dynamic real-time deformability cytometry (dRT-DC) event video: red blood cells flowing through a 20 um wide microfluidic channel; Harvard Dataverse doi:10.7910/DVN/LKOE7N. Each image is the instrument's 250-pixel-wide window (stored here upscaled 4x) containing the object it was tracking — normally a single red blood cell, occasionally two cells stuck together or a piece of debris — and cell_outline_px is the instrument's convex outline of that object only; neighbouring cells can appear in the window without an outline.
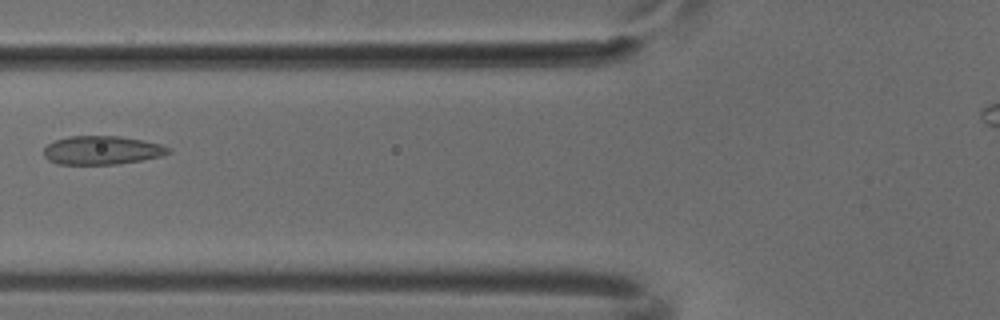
{"species": "common noctule bat (a hibernating species)", "species_latin": "Nyctalus noctula", "temperature_condition": "cold", "stored_images_in_passage": 7, "camera_frame_rate_fps": 3000, "um_per_image_px": 0.085, "animal": {"sex": "male", "body_mass_g": 18.8}, "frame": {"image": 1, "passage_image": 6, "time_ms": 1.667, "image_size_px": [1000, 320], "cell_outline_px": [[172, 152], [164, 156], [116, 164], [56, 164], [48, 160], [44, 156], [44, 148], [48, 144], [56, 140], [68, 136], [120, 136], [144, 140], [160, 144], [172, 148]], "centroid_in_image_um": [8.7, 12.77], "position_along_channel_um": 117.1, "area_um2": 20.92}}
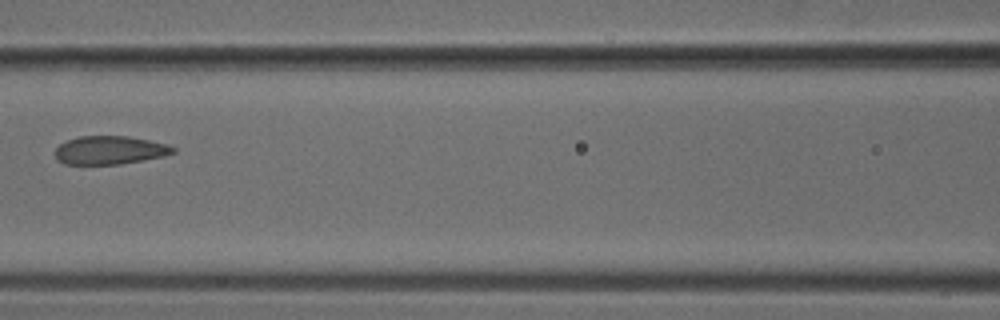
{"frame": {"image": 2, "passage_image": 7, "time_ms": 2.0, "image_size_px": [1000, 320], "cell_outline_px": [[176, 152], [164, 156], [144, 160], [120, 164], [64, 164], [56, 160], [56, 148], [60, 144], [68, 140], [80, 136], [128, 136], [168, 144], [176, 148]], "centroid_in_image_um": [9.36, 12.77], "position_along_channel_um": 157.2, "area_um2": 19.54}}